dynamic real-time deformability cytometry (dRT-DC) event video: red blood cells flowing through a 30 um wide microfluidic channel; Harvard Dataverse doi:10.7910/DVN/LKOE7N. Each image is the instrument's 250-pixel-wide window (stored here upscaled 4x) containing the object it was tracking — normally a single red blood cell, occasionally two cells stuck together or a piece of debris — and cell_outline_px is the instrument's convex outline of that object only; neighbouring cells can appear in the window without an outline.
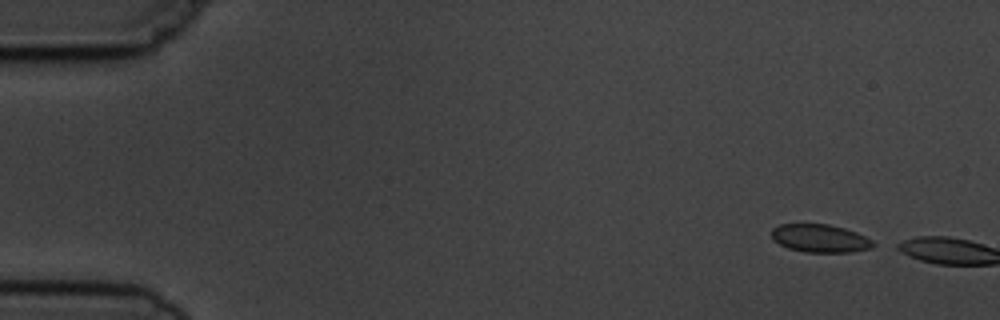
{"species": "common noctule bat (a hibernating species)", "species_latin": "Nyctalus noctula", "temperature_condition": "cold", "stored_images_in_passage": 2, "camera_frame_rate_fps": 3000, "um_per_image_px": 0.085, "animal": {"sex": "male", "body_mass_g": 19.5, "forearm_length_mm": 54.6}, "frame": {"image": 1, "passage_image": 1, "time_ms": 0.0, "image_size_px": [1000, 320], "cell_outline_px": [[880, 244], [872, 248], [852, 252], [804, 252], [788, 248], [772, 240], [772, 228], [780, 224], [828, 224], [844, 228], [856, 232]], "centroid_in_image_um": [69.74, 20.26], "position_along_channel_um": 15.3, "area_um2": 16.76}}